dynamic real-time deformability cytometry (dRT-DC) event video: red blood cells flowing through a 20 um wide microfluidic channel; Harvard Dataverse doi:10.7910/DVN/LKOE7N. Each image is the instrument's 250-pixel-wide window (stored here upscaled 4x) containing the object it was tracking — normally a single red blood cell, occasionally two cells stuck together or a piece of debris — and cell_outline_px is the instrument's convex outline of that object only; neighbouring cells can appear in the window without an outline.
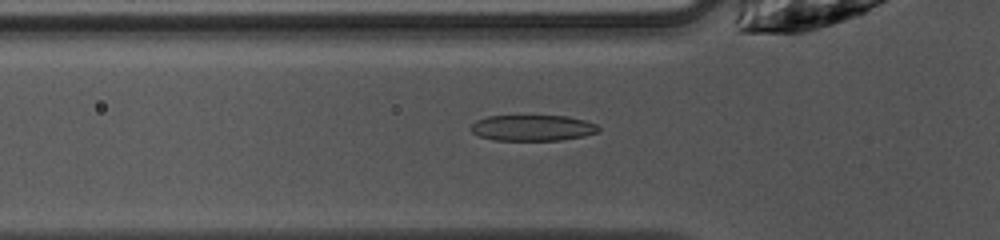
{"species": "common noctule bat (a hibernating species)", "species_latin": "Nyctalus noctula", "temperature_condition": "warm", "stored_images_in_passage": 47, "camera_frame_rate_fps": 3000, "um_per_image_px": 0.085, "animal": {"sex": "female", "body_mass_g": 10.0, "forearm_length_mm": 53.1}, "frame": {"image": 1, "passage_image": 14, "time_ms": 4.333, "image_size_px": [1000, 240], "cell_outline_px": [[600, 132], [584, 136], [560, 140], [496, 140], [480, 136], [472, 132], [472, 124], [476, 120], [488, 116], [568, 116], [584, 120], [596, 124], [600, 128]], "centroid_in_image_um": [45.31, 10.87], "position_along_channel_um": 80.5, "area_um2": 19.19}}
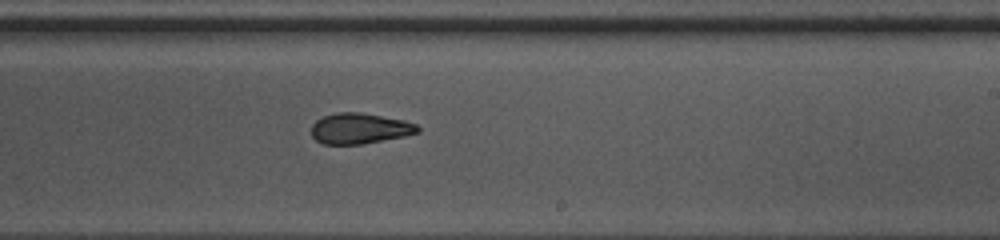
{"frame": {"image": 2, "passage_image": 27, "time_ms": 8.667, "image_size_px": [1000, 240], "cell_outline_px": [[420, 132], [404, 136], [360, 144], [324, 144], [316, 140], [312, 136], [312, 124], [316, 120], [324, 116], [336, 112], [360, 112], [404, 120], [416, 124], [420, 128]], "centroid_in_image_um": [30.57, 10.91], "position_along_channel_um": 258.4, "area_um2": 18.9}}
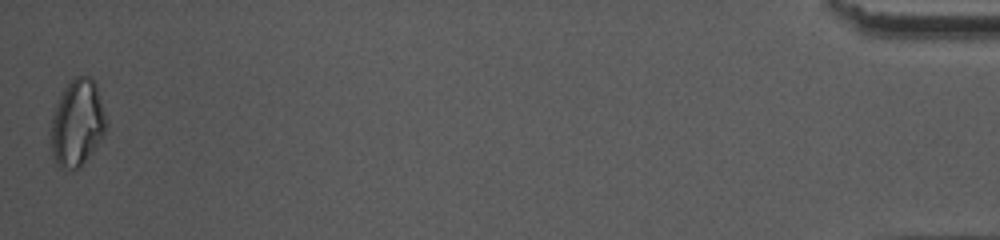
{"frame": {"image": 3, "passage_image": 47, "time_ms": 15.333, "image_size_px": [1000, 240], "cell_outline_px": [[108, 128], [104, 136], [80, 168], [60, 168], [56, 164], [52, 156], [52, 116], [60, 92], [72, 76], [92, 76], [96, 84], [108, 124]], "centroid_in_image_um": [6.58, 10.42], "position_along_channel_um": 428.6, "area_um2": 28.26}, "authors_computed_cell_mechanics": {"area_um2": 19.8832, "velocity_mm_per_s": 4.075, "shape_relaxation_time_tau1_ms": 5.123, "shape_relaxation_time_tau2_ms": 3.0578, "deformation_change_tau1": 0.1787, "deformation_change_tau2": 0.1025}}